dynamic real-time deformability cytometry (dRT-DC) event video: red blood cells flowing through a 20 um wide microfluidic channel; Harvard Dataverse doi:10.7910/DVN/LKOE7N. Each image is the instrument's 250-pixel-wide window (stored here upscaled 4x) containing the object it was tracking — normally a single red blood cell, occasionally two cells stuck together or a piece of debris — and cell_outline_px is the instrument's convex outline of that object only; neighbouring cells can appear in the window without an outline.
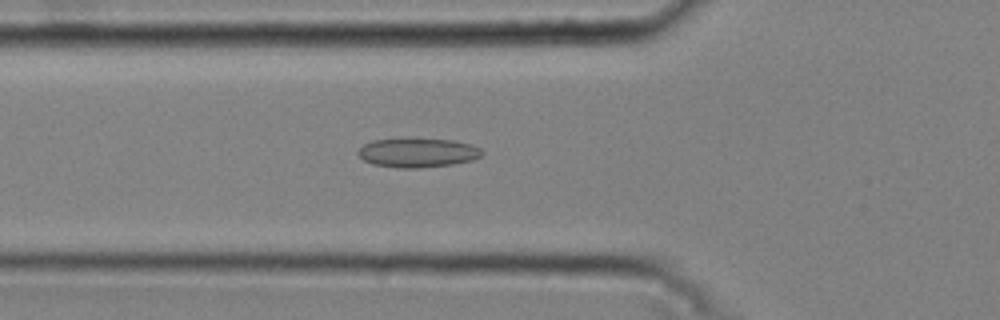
{"species": "common noctule bat (a hibernating species)", "species_latin": "Nyctalus noctula", "temperature_condition": "cold", "stored_images_in_passage": 50, "camera_frame_rate_fps": 3000, "um_per_image_px": 0.085, "animal": {"sex": "male", "body_mass_g": 20.4}, "frame": {"image": 1, "passage_image": 19, "time_ms": 6.0, "image_size_px": [1000, 320], "cell_outline_px": [[484, 152], [480, 156], [472, 160], [452, 164], [420, 168], [400, 168], [372, 164], [364, 160], [356, 152], [364, 144], [372, 140], [408, 136], [452, 140], [472, 144], [480, 148]], "centroid_in_image_um": [35.48, 12.94], "position_along_channel_um": 90.3, "area_um2": 21.79}}
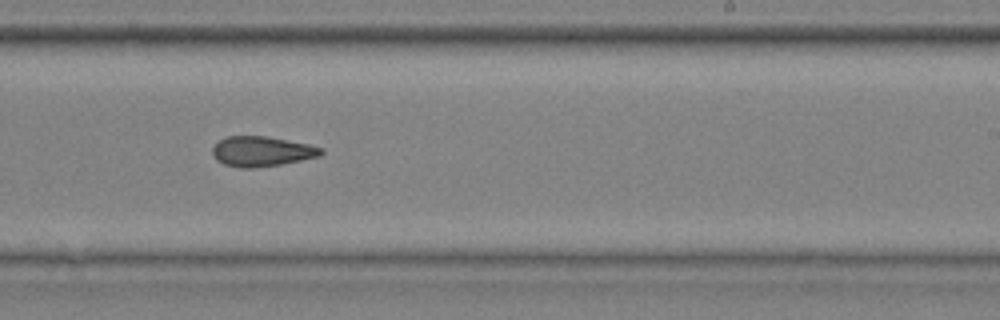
{"frame": {"image": 2, "passage_image": 33, "time_ms": 10.667, "image_size_px": [1000, 320], "cell_outline_px": [[324, 152], [320, 156], [280, 164], [252, 168], [240, 168], [224, 164], [216, 160], [212, 152], [212, 148], [224, 136], [264, 136], [308, 144], [324, 148]], "centroid_in_image_um": [22.23, 12.87], "position_along_channel_um": 266.8, "area_um2": 18.9}}
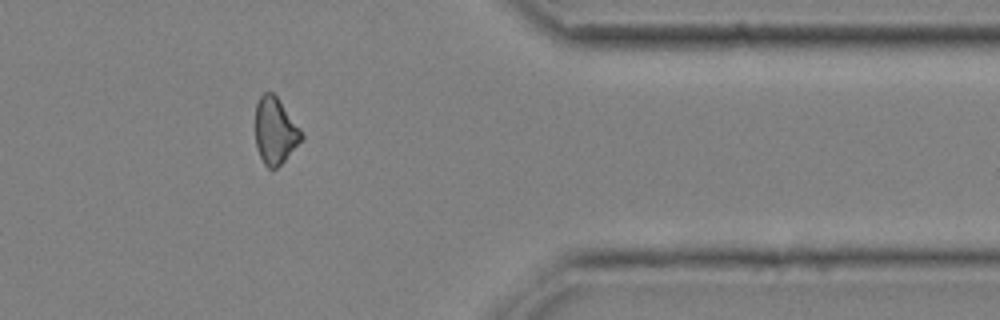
{"frame": {"image": 3, "passage_image": 44, "time_ms": 14.333, "image_size_px": [1000, 320], "cell_outline_px": [[304, 140], [276, 168], [268, 168], [264, 164], [260, 156], [256, 144], [256, 104], [260, 96], [264, 92], [272, 92], [276, 96], [300, 128], [304, 136]], "centroid_in_image_um": [23.4, 11.13], "position_along_channel_um": 388.0, "area_um2": 17.74}, "authors_computed_cell_mechanics": {"area_um2": 19.3052, "velocity_mm_per_s": 3.7745, "shape_relaxation_time_tau1_ms": null, "shape_relaxation_time_tau2_ms": 4.3285, "deformation_change_tau1": null, "deformation_change_tau2": 0.1269}}